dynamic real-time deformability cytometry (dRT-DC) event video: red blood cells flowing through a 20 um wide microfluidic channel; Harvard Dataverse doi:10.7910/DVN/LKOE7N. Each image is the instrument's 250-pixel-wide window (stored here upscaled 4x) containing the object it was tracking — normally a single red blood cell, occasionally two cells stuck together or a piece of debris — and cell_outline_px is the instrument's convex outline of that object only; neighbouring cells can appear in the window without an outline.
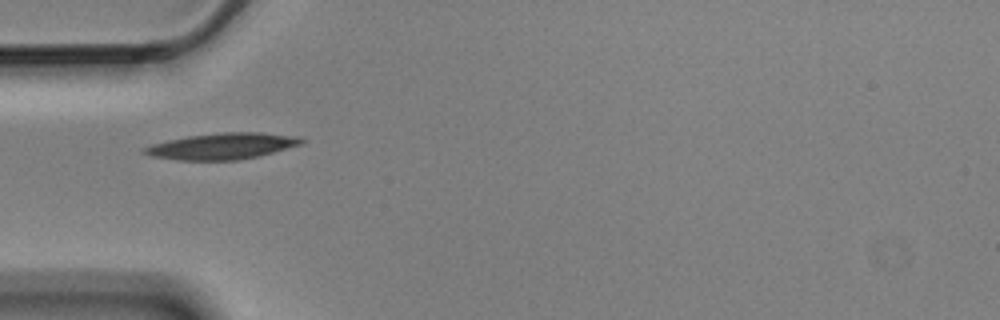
{"species": "Egyptian fruit bat (a non-hibernating species)", "species_latin": "Rousettus aegyptiacus", "temperature_condition": "cold", "stored_images_in_passage": 11, "camera_frame_rate_fps": 3000, "um_per_image_px": 0.085, "animal": {"sex": "male"}, "frame": {"image": 1, "passage_image": 1, "time_ms": 0.0, "image_size_px": [1000, 320], "cell_outline_px": [[308, 140], [304, 144], [256, 156], [236, 160], [176, 160], [152, 156], [140, 152], [140, 148], [152, 144], [168, 140], [188, 136], [224, 132], [260, 132], [300, 136]], "centroid_in_image_um": [18.9, 12.41], "position_along_channel_um": 66.1, "area_um2": 24.16}}
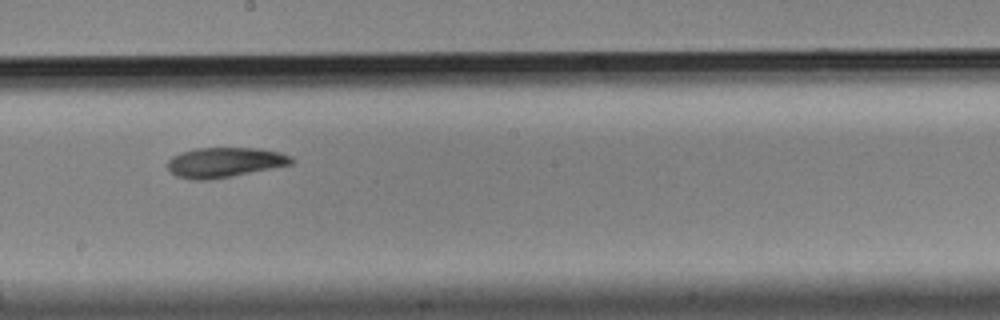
{"frame": {"image": 2, "passage_image": 5, "time_ms": 1.333, "image_size_px": [1000, 320], "cell_outline_px": [[296, 160], [292, 164], [232, 176], [208, 180], [192, 180], [176, 176], [168, 168], [168, 160], [172, 156], [180, 152], [196, 148], [260, 148], [280, 152], [292, 156]], "centroid_in_image_um": [19.11, 13.79], "position_along_channel_um": 229.1, "area_um2": 21.73}}
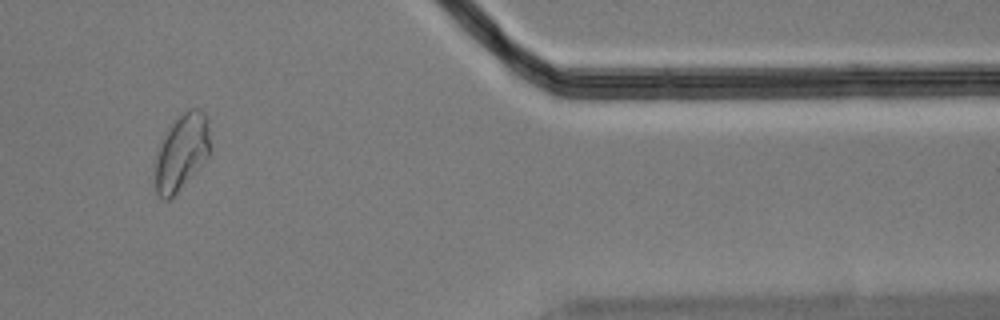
{"frame": {"image": 3, "passage_image": 9, "time_ms": 2.667, "image_size_px": [1000, 320], "cell_outline_px": [[212, 148], [208, 156], [200, 168], [168, 200], [160, 200], [156, 196], [152, 164], [160, 140], [172, 120], [176, 116], [188, 108], [200, 108], [204, 112], [208, 120], [212, 144]], "centroid_in_image_um": [15.4, 12.91], "position_along_channel_um": 396.0, "area_um2": 25.89}}